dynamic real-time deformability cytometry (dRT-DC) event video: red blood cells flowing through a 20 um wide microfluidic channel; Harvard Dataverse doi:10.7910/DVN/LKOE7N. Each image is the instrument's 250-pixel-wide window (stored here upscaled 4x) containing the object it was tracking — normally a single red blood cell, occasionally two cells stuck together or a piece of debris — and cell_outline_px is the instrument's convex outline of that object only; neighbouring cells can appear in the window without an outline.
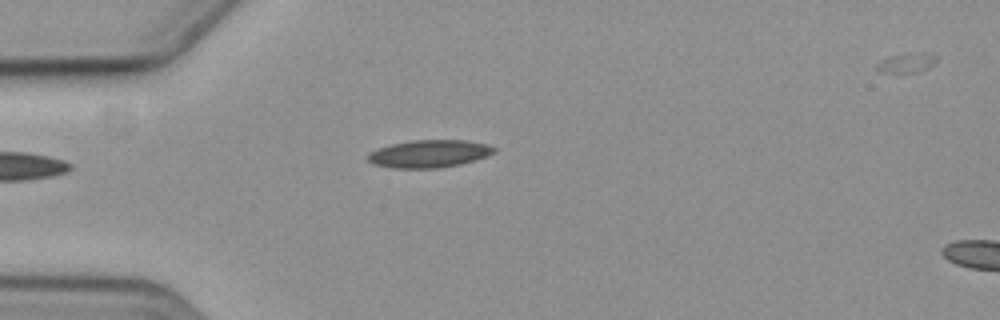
{"species": "common noctule bat (a hibernating species)", "species_latin": "Nyctalus noctula", "temperature_condition": "cold", "stored_images_in_passage": 3, "camera_frame_rate_fps": 3000, "um_per_image_px": 0.085, "animal": {"sex": "female", "body_mass_g": 19.3, "forearm_length_mm": 54.1}, "frame": {"image": 1, "passage_image": 3, "time_ms": 2.333, "image_size_px": [1000, 320], "cell_outline_px": [[496, 152], [488, 156], [476, 160], [460, 164], [440, 168], [392, 168], [372, 164], [368, 160], [368, 152], [392, 144], [412, 140], [468, 140], [484, 144], [496, 148]], "centroid_in_image_um": [36.49, 13.07], "position_along_channel_um": 48.5, "area_um2": 20.35}}